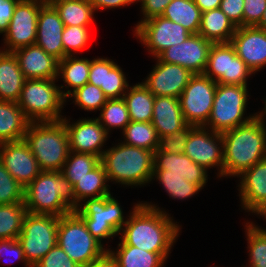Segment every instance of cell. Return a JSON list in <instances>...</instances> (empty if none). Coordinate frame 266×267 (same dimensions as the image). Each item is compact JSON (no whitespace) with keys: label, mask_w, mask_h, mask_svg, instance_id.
<instances>
[{"label":"cell","mask_w":266,"mask_h":267,"mask_svg":"<svg viewBox=\"0 0 266 267\" xmlns=\"http://www.w3.org/2000/svg\"><path fill=\"white\" fill-rule=\"evenodd\" d=\"M158 206L146 201L135 203L119 233L121 242L117 245H131L159 253L167 260L182 225Z\"/></svg>","instance_id":"1"},{"label":"cell","mask_w":266,"mask_h":267,"mask_svg":"<svg viewBox=\"0 0 266 267\" xmlns=\"http://www.w3.org/2000/svg\"><path fill=\"white\" fill-rule=\"evenodd\" d=\"M222 138L225 178H236L266 158V123L258 115L222 133Z\"/></svg>","instance_id":"2"},{"label":"cell","mask_w":266,"mask_h":267,"mask_svg":"<svg viewBox=\"0 0 266 267\" xmlns=\"http://www.w3.org/2000/svg\"><path fill=\"white\" fill-rule=\"evenodd\" d=\"M27 212L63 216L79 208L71 182L61 171H42L24 190Z\"/></svg>","instance_id":"3"},{"label":"cell","mask_w":266,"mask_h":267,"mask_svg":"<svg viewBox=\"0 0 266 267\" xmlns=\"http://www.w3.org/2000/svg\"><path fill=\"white\" fill-rule=\"evenodd\" d=\"M105 149L101 162L108 182L123 187H144L152 181L154 152L119 142ZM125 185V186H124Z\"/></svg>","instance_id":"4"},{"label":"cell","mask_w":266,"mask_h":267,"mask_svg":"<svg viewBox=\"0 0 266 267\" xmlns=\"http://www.w3.org/2000/svg\"><path fill=\"white\" fill-rule=\"evenodd\" d=\"M41 171H61L70 152L62 121L30 122L24 136Z\"/></svg>","instance_id":"5"},{"label":"cell","mask_w":266,"mask_h":267,"mask_svg":"<svg viewBox=\"0 0 266 267\" xmlns=\"http://www.w3.org/2000/svg\"><path fill=\"white\" fill-rule=\"evenodd\" d=\"M57 79H26L17 104L30 122H58L66 99Z\"/></svg>","instance_id":"6"},{"label":"cell","mask_w":266,"mask_h":267,"mask_svg":"<svg viewBox=\"0 0 266 267\" xmlns=\"http://www.w3.org/2000/svg\"><path fill=\"white\" fill-rule=\"evenodd\" d=\"M248 88L243 85L217 83L213 107L204 127L222 134L256 117L257 112L245 116L250 95Z\"/></svg>","instance_id":"7"},{"label":"cell","mask_w":266,"mask_h":267,"mask_svg":"<svg viewBox=\"0 0 266 267\" xmlns=\"http://www.w3.org/2000/svg\"><path fill=\"white\" fill-rule=\"evenodd\" d=\"M57 244L81 267H87L108 250L92 236L75 211L59 217Z\"/></svg>","instance_id":"8"},{"label":"cell","mask_w":266,"mask_h":267,"mask_svg":"<svg viewBox=\"0 0 266 267\" xmlns=\"http://www.w3.org/2000/svg\"><path fill=\"white\" fill-rule=\"evenodd\" d=\"M75 212L83 219L87 230L104 247V239H112L126 223L120 202L112 195L86 199Z\"/></svg>","instance_id":"9"},{"label":"cell","mask_w":266,"mask_h":267,"mask_svg":"<svg viewBox=\"0 0 266 267\" xmlns=\"http://www.w3.org/2000/svg\"><path fill=\"white\" fill-rule=\"evenodd\" d=\"M59 216L27 212L17 240L25 258L34 267L56 244Z\"/></svg>","instance_id":"10"},{"label":"cell","mask_w":266,"mask_h":267,"mask_svg":"<svg viewBox=\"0 0 266 267\" xmlns=\"http://www.w3.org/2000/svg\"><path fill=\"white\" fill-rule=\"evenodd\" d=\"M218 84L248 86V79L255 75L228 43H213L203 73Z\"/></svg>","instance_id":"11"},{"label":"cell","mask_w":266,"mask_h":267,"mask_svg":"<svg viewBox=\"0 0 266 267\" xmlns=\"http://www.w3.org/2000/svg\"><path fill=\"white\" fill-rule=\"evenodd\" d=\"M133 28V35L153 58H157L167 48L184 42L191 35L181 24L162 16L138 22Z\"/></svg>","instance_id":"12"},{"label":"cell","mask_w":266,"mask_h":267,"mask_svg":"<svg viewBox=\"0 0 266 267\" xmlns=\"http://www.w3.org/2000/svg\"><path fill=\"white\" fill-rule=\"evenodd\" d=\"M217 82L204 74H194L179 96L180 107L188 125L205 126L210 116Z\"/></svg>","instance_id":"13"},{"label":"cell","mask_w":266,"mask_h":267,"mask_svg":"<svg viewBox=\"0 0 266 267\" xmlns=\"http://www.w3.org/2000/svg\"><path fill=\"white\" fill-rule=\"evenodd\" d=\"M43 0H19L14 8L9 27L3 35L4 52L36 43L37 19Z\"/></svg>","instance_id":"14"},{"label":"cell","mask_w":266,"mask_h":267,"mask_svg":"<svg viewBox=\"0 0 266 267\" xmlns=\"http://www.w3.org/2000/svg\"><path fill=\"white\" fill-rule=\"evenodd\" d=\"M184 154L206 170L217 167V177L223 178L224 153L221 133L204 126H196L190 132Z\"/></svg>","instance_id":"15"},{"label":"cell","mask_w":266,"mask_h":267,"mask_svg":"<svg viewBox=\"0 0 266 267\" xmlns=\"http://www.w3.org/2000/svg\"><path fill=\"white\" fill-rule=\"evenodd\" d=\"M61 120L67 130L69 138V150L76 153L96 155L102 158L105 149L104 144L110 136L106 129L96 118H80L71 122V118L64 115Z\"/></svg>","instance_id":"16"},{"label":"cell","mask_w":266,"mask_h":267,"mask_svg":"<svg viewBox=\"0 0 266 267\" xmlns=\"http://www.w3.org/2000/svg\"><path fill=\"white\" fill-rule=\"evenodd\" d=\"M212 44L199 34H191L184 42L164 50L158 58L168 64L181 65L193 74H203Z\"/></svg>","instance_id":"17"},{"label":"cell","mask_w":266,"mask_h":267,"mask_svg":"<svg viewBox=\"0 0 266 267\" xmlns=\"http://www.w3.org/2000/svg\"><path fill=\"white\" fill-rule=\"evenodd\" d=\"M154 59L156 65L142 83L155 97L179 98L194 74L181 65L162 62L158 57Z\"/></svg>","instance_id":"18"},{"label":"cell","mask_w":266,"mask_h":267,"mask_svg":"<svg viewBox=\"0 0 266 267\" xmlns=\"http://www.w3.org/2000/svg\"><path fill=\"white\" fill-rule=\"evenodd\" d=\"M0 161L24 188L42 172L25 140L1 143Z\"/></svg>","instance_id":"19"},{"label":"cell","mask_w":266,"mask_h":267,"mask_svg":"<svg viewBox=\"0 0 266 267\" xmlns=\"http://www.w3.org/2000/svg\"><path fill=\"white\" fill-rule=\"evenodd\" d=\"M230 43L254 74L266 67V30L257 26L238 27Z\"/></svg>","instance_id":"20"},{"label":"cell","mask_w":266,"mask_h":267,"mask_svg":"<svg viewBox=\"0 0 266 267\" xmlns=\"http://www.w3.org/2000/svg\"><path fill=\"white\" fill-rule=\"evenodd\" d=\"M127 79L114 60L106 57L90 60L88 83L100 87L108 99L123 98L130 86Z\"/></svg>","instance_id":"21"},{"label":"cell","mask_w":266,"mask_h":267,"mask_svg":"<svg viewBox=\"0 0 266 267\" xmlns=\"http://www.w3.org/2000/svg\"><path fill=\"white\" fill-rule=\"evenodd\" d=\"M238 191L241 208L254 215L266 205V158L244 171Z\"/></svg>","instance_id":"22"},{"label":"cell","mask_w":266,"mask_h":267,"mask_svg":"<svg viewBox=\"0 0 266 267\" xmlns=\"http://www.w3.org/2000/svg\"><path fill=\"white\" fill-rule=\"evenodd\" d=\"M64 23L54 6L43 4L37 19L36 45L59 61L64 58L62 32Z\"/></svg>","instance_id":"23"},{"label":"cell","mask_w":266,"mask_h":267,"mask_svg":"<svg viewBox=\"0 0 266 267\" xmlns=\"http://www.w3.org/2000/svg\"><path fill=\"white\" fill-rule=\"evenodd\" d=\"M25 79H57L59 60L36 44L12 52Z\"/></svg>","instance_id":"24"},{"label":"cell","mask_w":266,"mask_h":267,"mask_svg":"<svg viewBox=\"0 0 266 267\" xmlns=\"http://www.w3.org/2000/svg\"><path fill=\"white\" fill-rule=\"evenodd\" d=\"M154 170H165V175L182 176L202 189L208 182V170L193 162L186 154L154 152Z\"/></svg>","instance_id":"25"},{"label":"cell","mask_w":266,"mask_h":267,"mask_svg":"<svg viewBox=\"0 0 266 267\" xmlns=\"http://www.w3.org/2000/svg\"><path fill=\"white\" fill-rule=\"evenodd\" d=\"M151 123L156 129L158 137L168 136L183 129L187 123L182 114L179 98L155 97Z\"/></svg>","instance_id":"26"},{"label":"cell","mask_w":266,"mask_h":267,"mask_svg":"<svg viewBox=\"0 0 266 267\" xmlns=\"http://www.w3.org/2000/svg\"><path fill=\"white\" fill-rule=\"evenodd\" d=\"M25 80L14 54L0 49V100L17 102Z\"/></svg>","instance_id":"27"},{"label":"cell","mask_w":266,"mask_h":267,"mask_svg":"<svg viewBox=\"0 0 266 267\" xmlns=\"http://www.w3.org/2000/svg\"><path fill=\"white\" fill-rule=\"evenodd\" d=\"M29 123L17 102L0 100V144L24 140Z\"/></svg>","instance_id":"28"},{"label":"cell","mask_w":266,"mask_h":267,"mask_svg":"<svg viewBox=\"0 0 266 267\" xmlns=\"http://www.w3.org/2000/svg\"><path fill=\"white\" fill-rule=\"evenodd\" d=\"M89 73L90 59L79 58L75 55L66 56L60 60L58 63L57 80L61 77L65 83V86L59 85L62 96L67 99V97L77 88L88 83ZM64 87L66 90H64Z\"/></svg>","instance_id":"29"},{"label":"cell","mask_w":266,"mask_h":267,"mask_svg":"<svg viewBox=\"0 0 266 267\" xmlns=\"http://www.w3.org/2000/svg\"><path fill=\"white\" fill-rule=\"evenodd\" d=\"M236 28L222 10L217 8L202 13L198 34L212 43H228Z\"/></svg>","instance_id":"30"},{"label":"cell","mask_w":266,"mask_h":267,"mask_svg":"<svg viewBox=\"0 0 266 267\" xmlns=\"http://www.w3.org/2000/svg\"><path fill=\"white\" fill-rule=\"evenodd\" d=\"M129 112L130 121L151 122L155 96L141 82L130 85L123 95Z\"/></svg>","instance_id":"31"},{"label":"cell","mask_w":266,"mask_h":267,"mask_svg":"<svg viewBox=\"0 0 266 267\" xmlns=\"http://www.w3.org/2000/svg\"><path fill=\"white\" fill-rule=\"evenodd\" d=\"M107 183L109 184L107 174L100 162L73 186L76 201L80 205L86 199L111 195V186Z\"/></svg>","instance_id":"32"},{"label":"cell","mask_w":266,"mask_h":267,"mask_svg":"<svg viewBox=\"0 0 266 267\" xmlns=\"http://www.w3.org/2000/svg\"><path fill=\"white\" fill-rule=\"evenodd\" d=\"M108 248L118 267H163L167 260L159 253L149 252L131 245Z\"/></svg>","instance_id":"33"},{"label":"cell","mask_w":266,"mask_h":267,"mask_svg":"<svg viewBox=\"0 0 266 267\" xmlns=\"http://www.w3.org/2000/svg\"><path fill=\"white\" fill-rule=\"evenodd\" d=\"M202 12L194 0H172L165 8L162 17L181 24L191 34H198Z\"/></svg>","instance_id":"34"},{"label":"cell","mask_w":266,"mask_h":267,"mask_svg":"<svg viewBox=\"0 0 266 267\" xmlns=\"http://www.w3.org/2000/svg\"><path fill=\"white\" fill-rule=\"evenodd\" d=\"M64 26H92L95 10L90 0H70L55 3Z\"/></svg>","instance_id":"35"},{"label":"cell","mask_w":266,"mask_h":267,"mask_svg":"<svg viewBox=\"0 0 266 267\" xmlns=\"http://www.w3.org/2000/svg\"><path fill=\"white\" fill-rule=\"evenodd\" d=\"M121 133L123 134L122 138L124 140L122 139L120 141L124 144L153 152L158 147L159 137L151 122L130 121Z\"/></svg>","instance_id":"36"},{"label":"cell","mask_w":266,"mask_h":267,"mask_svg":"<svg viewBox=\"0 0 266 267\" xmlns=\"http://www.w3.org/2000/svg\"><path fill=\"white\" fill-rule=\"evenodd\" d=\"M155 179L173 200H186L202 190L199 185L185 180L182 176L165 175V170H153L152 180Z\"/></svg>","instance_id":"37"},{"label":"cell","mask_w":266,"mask_h":267,"mask_svg":"<svg viewBox=\"0 0 266 267\" xmlns=\"http://www.w3.org/2000/svg\"><path fill=\"white\" fill-rule=\"evenodd\" d=\"M96 119L109 134L113 129H121L123 131L126 125L130 123L125 100L123 98L108 99Z\"/></svg>","instance_id":"38"},{"label":"cell","mask_w":266,"mask_h":267,"mask_svg":"<svg viewBox=\"0 0 266 267\" xmlns=\"http://www.w3.org/2000/svg\"><path fill=\"white\" fill-rule=\"evenodd\" d=\"M26 213L24 203L0 205V240L18 238Z\"/></svg>","instance_id":"39"},{"label":"cell","mask_w":266,"mask_h":267,"mask_svg":"<svg viewBox=\"0 0 266 267\" xmlns=\"http://www.w3.org/2000/svg\"><path fill=\"white\" fill-rule=\"evenodd\" d=\"M244 225L249 251L247 266L266 267V231L259 228L253 221H246Z\"/></svg>","instance_id":"40"},{"label":"cell","mask_w":266,"mask_h":267,"mask_svg":"<svg viewBox=\"0 0 266 267\" xmlns=\"http://www.w3.org/2000/svg\"><path fill=\"white\" fill-rule=\"evenodd\" d=\"M101 162V158L92 154L76 153L70 151L61 170L74 186L81 178L86 176L90 170L94 169Z\"/></svg>","instance_id":"41"},{"label":"cell","mask_w":266,"mask_h":267,"mask_svg":"<svg viewBox=\"0 0 266 267\" xmlns=\"http://www.w3.org/2000/svg\"><path fill=\"white\" fill-rule=\"evenodd\" d=\"M73 99L75 106L84 111H100L103 105L107 102L108 98L103 93L100 87L86 83L82 87L77 88L66 99ZM72 98V99H71Z\"/></svg>","instance_id":"42"},{"label":"cell","mask_w":266,"mask_h":267,"mask_svg":"<svg viewBox=\"0 0 266 267\" xmlns=\"http://www.w3.org/2000/svg\"><path fill=\"white\" fill-rule=\"evenodd\" d=\"M89 26H64L62 43L64 58L75 56V53L83 51L90 40Z\"/></svg>","instance_id":"43"},{"label":"cell","mask_w":266,"mask_h":267,"mask_svg":"<svg viewBox=\"0 0 266 267\" xmlns=\"http://www.w3.org/2000/svg\"><path fill=\"white\" fill-rule=\"evenodd\" d=\"M24 190L0 161V205L24 203Z\"/></svg>","instance_id":"44"},{"label":"cell","mask_w":266,"mask_h":267,"mask_svg":"<svg viewBox=\"0 0 266 267\" xmlns=\"http://www.w3.org/2000/svg\"><path fill=\"white\" fill-rule=\"evenodd\" d=\"M195 127L196 126L187 124L181 130L169 134L168 136L159 137L157 150L167 153H184L190 132Z\"/></svg>","instance_id":"45"},{"label":"cell","mask_w":266,"mask_h":267,"mask_svg":"<svg viewBox=\"0 0 266 267\" xmlns=\"http://www.w3.org/2000/svg\"><path fill=\"white\" fill-rule=\"evenodd\" d=\"M34 267H81L56 244Z\"/></svg>","instance_id":"46"},{"label":"cell","mask_w":266,"mask_h":267,"mask_svg":"<svg viewBox=\"0 0 266 267\" xmlns=\"http://www.w3.org/2000/svg\"><path fill=\"white\" fill-rule=\"evenodd\" d=\"M243 26H257L266 9V0H244Z\"/></svg>","instance_id":"47"},{"label":"cell","mask_w":266,"mask_h":267,"mask_svg":"<svg viewBox=\"0 0 266 267\" xmlns=\"http://www.w3.org/2000/svg\"><path fill=\"white\" fill-rule=\"evenodd\" d=\"M244 0H221L220 9L238 28L243 26Z\"/></svg>","instance_id":"48"},{"label":"cell","mask_w":266,"mask_h":267,"mask_svg":"<svg viewBox=\"0 0 266 267\" xmlns=\"http://www.w3.org/2000/svg\"><path fill=\"white\" fill-rule=\"evenodd\" d=\"M4 254L6 255L8 254L7 257H9L10 255V258H12L13 256V259H16L17 261L24 263L25 267H31L28 264L25 258L22 246L18 242L17 239H1L0 240V259L2 257L3 259L4 257H6L4 256Z\"/></svg>","instance_id":"49"},{"label":"cell","mask_w":266,"mask_h":267,"mask_svg":"<svg viewBox=\"0 0 266 267\" xmlns=\"http://www.w3.org/2000/svg\"><path fill=\"white\" fill-rule=\"evenodd\" d=\"M172 0H138L141 8V20L139 22L146 21L156 16H162L165 8Z\"/></svg>","instance_id":"50"},{"label":"cell","mask_w":266,"mask_h":267,"mask_svg":"<svg viewBox=\"0 0 266 267\" xmlns=\"http://www.w3.org/2000/svg\"><path fill=\"white\" fill-rule=\"evenodd\" d=\"M18 1L19 0H0V34L4 35L7 31Z\"/></svg>","instance_id":"51"},{"label":"cell","mask_w":266,"mask_h":267,"mask_svg":"<svg viewBox=\"0 0 266 267\" xmlns=\"http://www.w3.org/2000/svg\"><path fill=\"white\" fill-rule=\"evenodd\" d=\"M138 0H90L95 12L98 10L115 9L137 3Z\"/></svg>","instance_id":"52"},{"label":"cell","mask_w":266,"mask_h":267,"mask_svg":"<svg viewBox=\"0 0 266 267\" xmlns=\"http://www.w3.org/2000/svg\"><path fill=\"white\" fill-rule=\"evenodd\" d=\"M87 267H118L115 258L107 250L101 257L93 261Z\"/></svg>","instance_id":"53"},{"label":"cell","mask_w":266,"mask_h":267,"mask_svg":"<svg viewBox=\"0 0 266 267\" xmlns=\"http://www.w3.org/2000/svg\"><path fill=\"white\" fill-rule=\"evenodd\" d=\"M194 2L202 13L208 10L220 8L221 4V0H194Z\"/></svg>","instance_id":"54"},{"label":"cell","mask_w":266,"mask_h":267,"mask_svg":"<svg viewBox=\"0 0 266 267\" xmlns=\"http://www.w3.org/2000/svg\"><path fill=\"white\" fill-rule=\"evenodd\" d=\"M255 215L256 216L258 215L259 217L261 216L265 220L266 219V205L262 207ZM258 227L266 231L264 227H261V226H258Z\"/></svg>","instance_id":"55"},{"label":"cell","mask_w":266,"mask_h":267,"mask_svg":"<svg viewBox=\"0 0 266 267\" xmlns=\"http://www.w3.org/2000/svg\"><path fill=\"white\" fill-rule=\"evenodd\" d=\"M264 102V108H262V110H260L259 112H257V115L266 122V98L265 100H263Z\"/></svg>","instance_id":"56"},{"label":"cell","mask_w":266,"mask_h":267,"mask_svg":"<svg viewBox=\"0 0 266 267\" xmlns=\"http://www.w3.org/2000/svg\"><path fill=\"white\" fill-rule=\"evenodd\" d=\"M257 27L266 30V9H265L263 17H262L260 23L257 25Z\"/></svg>","instance_id":"57"},{"label":"cell","mask_w":266,"mask_h":267,"mask_svg":"<svg viewBox=\"0 0 266 267\" xmlns=\"http://www.w3.org/2000/svg\"><path fill=\"white\" fill-rule=\"evenodd\" d=\"M63 1H70V0H43L45 4L53 6L55 3H60Z\"/></svg>","instance_id":"58"}]
</instances>
